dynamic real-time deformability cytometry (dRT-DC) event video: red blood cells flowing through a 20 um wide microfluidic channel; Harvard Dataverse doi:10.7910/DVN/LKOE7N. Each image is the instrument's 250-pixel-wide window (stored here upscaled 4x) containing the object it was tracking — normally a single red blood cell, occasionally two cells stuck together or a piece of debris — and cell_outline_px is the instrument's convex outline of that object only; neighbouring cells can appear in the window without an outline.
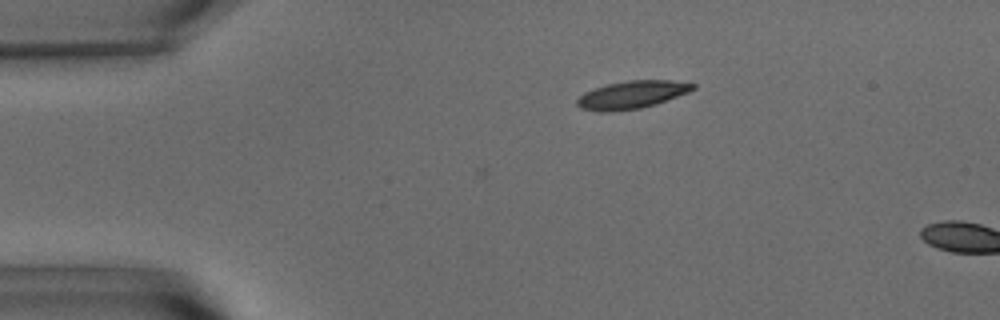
{"species": "common noctule bat (a hibernating species)", "species_latin": "Nyctalus noctula", "temperature_condition": "warm", "stored_images_in_passage": 3, "camera_frame_rate_fps": 3000, "um_per_image_px": 0.085, "animal": {"sex": "male", "body_mass_g": 15.6}, "frame": {"image": 1, "passage_image": 1, "time_ms": 0.0, "image_size_px": [1000, 320], "cell_outline_px": [[696, 88], [688, 92], [656, 104], [640, 108], [612, 112], [600, 112], [580, 108], [576, 104], [576, 100], [584, 92], [608, 84], [628, 80], [672, 80], [696, 84]], "centroid_in_image_um": [53.7, 8.06], "position_along_channel_um": 31.3, "area_um2": 18.73}}